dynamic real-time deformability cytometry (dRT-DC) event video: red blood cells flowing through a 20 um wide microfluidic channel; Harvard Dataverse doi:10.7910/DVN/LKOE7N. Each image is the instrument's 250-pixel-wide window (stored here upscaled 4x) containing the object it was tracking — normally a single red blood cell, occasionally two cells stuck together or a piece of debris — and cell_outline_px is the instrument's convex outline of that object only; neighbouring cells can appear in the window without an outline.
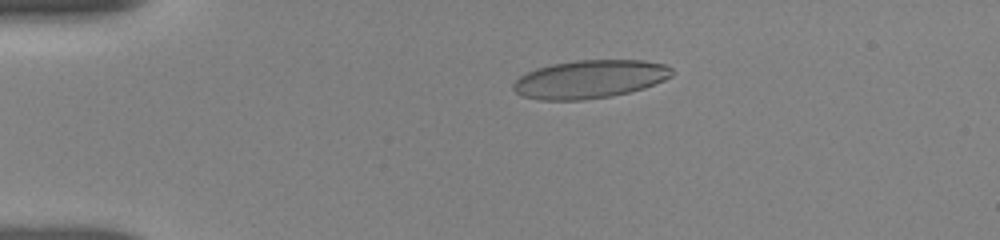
{"species": "human", "species_latin": "Homo sapiens", "temperature_condition": "room temperature", "stored_images_in_passage": 52, "camera_frame_rate_fps": 3000, "um_per_image_px": 0.085, "donor": {"sex": "female"}, "frame": {"image": 1, "passage_image": 7, "time_ms": 3.333, "image_size_px": [1000, 240], "cell_outline_px": [[672, 76], [664, 80], [644, 88], [612, 96], [584, 100], [540, 100], [524, 96], [516, 92], [512, 88], [512, 84], [520, 76], [536, 68], [552, 64], [576, 60], [644, 60], [664, 64], [672, 68]], "centroid_in_image_um": [50.13, 6.73], "position_along_channel_um": 34.9, "area_um2": 35.32}}
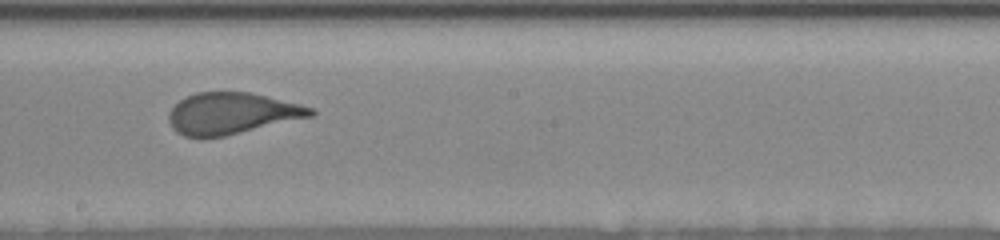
{"frame": {"image": 2, "passage_image": 22, "time_ms": 9.667, "image_size_px": [1000, 240], "cell_outline_px": [[316, 112], [312, 116], [224, 136], [184, 136], [176, 132], [172, 128], [168, 120], [168, 112], [180, 100], [196, 92], [248, 92], [300, 104], [312, 108]], "centroid_in_image_um": [19.67, 9.63], "position_along_channel_um": 228.5, "area_um2": 33.76}}
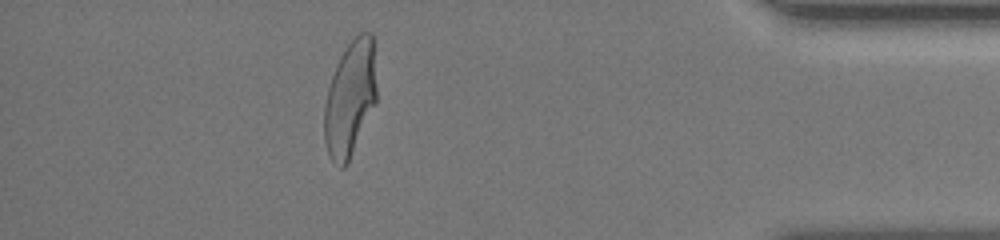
{"frame": {"image": 3, "passage_image": 45, "time_ms": 15.333, "image_size_px": [1000, 240], "cell_outline_px": [[376, 100], [348, 160], [344, 168], [340, 168], [332, 160], [328, 152], [324, 140], [324, 104], [328, 88], [336, 64], [340, 56], [348, 44], [360, 32], [372, 32], [376, 88]], "centroid_in_image_um": [29.73, 8.34], "position_along_channel_um": 405.5, "area_um2": 34.51}, "authors_computed_cell_mechanics": {"area_um2": 35.0268, "velocity_mm_per_s": 3.8067, "shape_relaxation_time_tau1_ms": 5.8912, "shape_relaxation_time_tau2_ms": null, "deformation_change_tau1": 0.2099, "deformation_change_tau2": null}}